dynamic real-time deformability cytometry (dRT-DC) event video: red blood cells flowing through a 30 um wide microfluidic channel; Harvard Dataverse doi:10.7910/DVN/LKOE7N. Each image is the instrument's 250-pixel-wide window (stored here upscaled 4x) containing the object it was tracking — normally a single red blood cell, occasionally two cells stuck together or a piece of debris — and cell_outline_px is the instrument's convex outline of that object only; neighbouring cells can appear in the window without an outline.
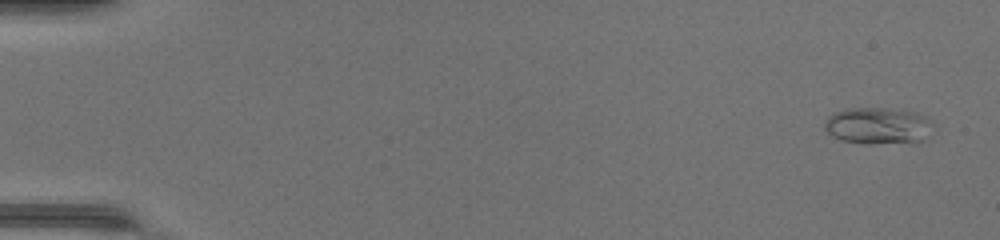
{"species": "common noctule bat (a hibernating species)", "species_latin": "Nyctalus noctula", "temperature_condition": "warm", "stored_images_in_passage": 50, "camera_frame_rate_fps": 3000, "um_per_image_px": 0.085, "animal": {"sex": "female", "body_mass_g": 17.0, "forearm_length_mm": 48.0}, "frame": {"image": 1, "passage_image": 3, "time_ms": 0.667, "image_size_px": [1000, 240], "cell_outline_px": [[932, 136], [924, 140], [840, 140], [832, 136], [824, 128], [824, 124], [828, 116], [844, 108], [904, 108], [916, 112], [932, 120]], "centroid_in_image_um": [74.67, 10.59], "position_along_channel_um": 10.3, "area_um2": 22.37}}
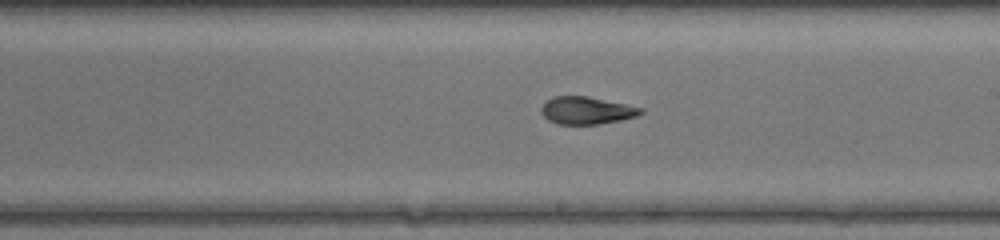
{"frame": {"image": 2, "passage_image": 30, "time_ms": 9.667, "image_size_px": [1000, 240], "cell_outline_px": [[644, 112], [636, 116], [620, 120], [596, 124], [560, 124], [548, 120], [544, 116], [540, 108], [548, 100], [556, 96], [588, 96], [644, 108]], "centroid_in_image_um": [49.88, 9.38], "position_along_channel_um": 239.1, "area_um2": 15.72}}
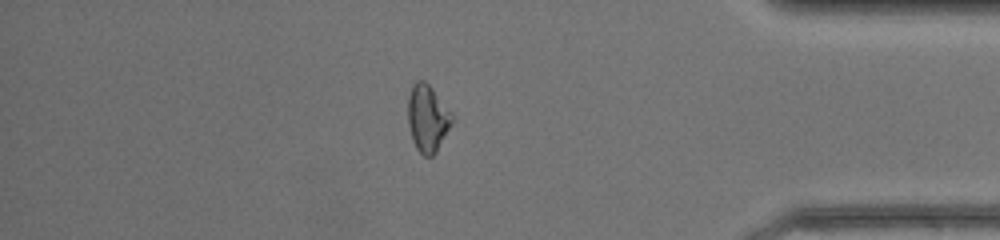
{"frame": {"image": 3, "passage_image": 43, "time_ms": 14.0, "image_size_px": [1000, 240], "cell_outline_px": [[452, 120], [436, 152], [432, 156], [424, 156], [416, 148], [412, 140], [408, 124], [408, 96], [412, 84], [416, 80], [424, 80], [428, 84], [452, 112]], "centroid_in_image_um": [36.3, 10.03], "position_along_channel_um": 398.9, "area_um2": 16.99}, "authors_computed_cell_mechanics": {"area_um2": 16.8487, "velocity_mm_per_s": 4.3506, "shape_relaxation_time_tau1_ms": 7.729, "shape_relaxation_time_tau2_ms": 1.8111, "deformation_change_tau1": 0.2288, "deformation_change_tau2": 0.0867}}